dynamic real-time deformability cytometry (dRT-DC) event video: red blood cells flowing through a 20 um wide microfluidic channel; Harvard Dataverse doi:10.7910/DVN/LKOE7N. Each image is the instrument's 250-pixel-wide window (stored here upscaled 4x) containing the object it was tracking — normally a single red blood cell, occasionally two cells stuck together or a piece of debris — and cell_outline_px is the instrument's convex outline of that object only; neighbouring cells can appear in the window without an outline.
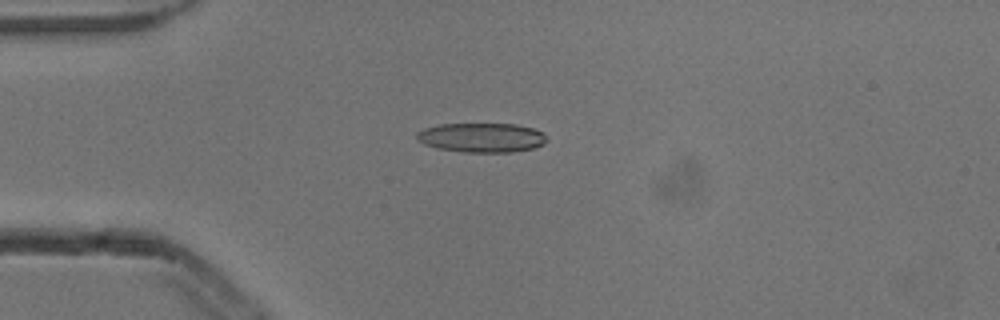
{"species": "common noctule bat (a hibernating species)", "species_latin": "Nyctalus noctula", "temperature_condition": "cold", "stored_images_in_passage": 6, "camera_frame_rate_fps": 3000, "um_per_image_px": 0.085, "animal": {"sex": "male", "body_mass_g": 13.3}, "frame": {"image": 1, "passage_image": 4, "time_ms": 1.0, "image_size_px": [1000, 320], "cell_outline_px": [[548, 140], [544, 144], [532, 148], [512, 152], [464, 152], [436, 148], [424, 144], [416, 140], [416, 132], [424, 128], [440, 124], [516, 124], [532, 128], [544, 132]], "centroid_in_image_um": [40.93, 11.69], "position_along_channel_um": 44.1, "area_um2": 22.43}}
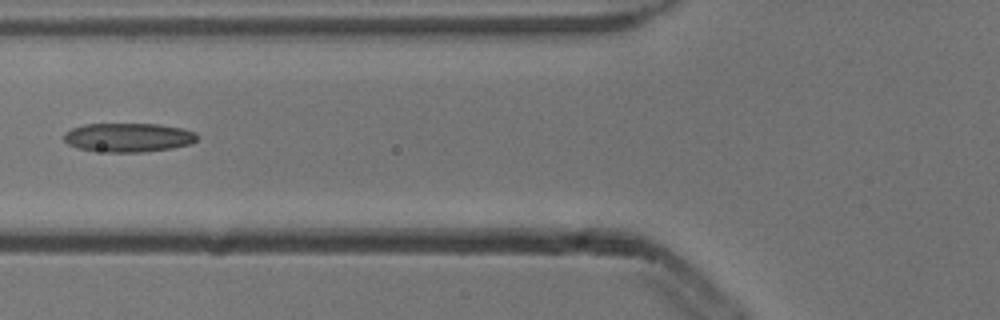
{"frame": {"image": 2, "passage_image": 6, "time_ms": 1.667, "image_size_px": [1000, 320], "cell_outline_px": [[196, 140], [188, 144], [172, 148], [144, 152], [108, 152], [76, 148], [68, 144], [64, 140], [64, 132], [72, 128], [84, 124], [156, 124], [180, 128], [196, 132]], "centroid_in_image_um": [10.86, 11.68], "position_along_channel_um": 114.9, "area_um2": 22.37}}